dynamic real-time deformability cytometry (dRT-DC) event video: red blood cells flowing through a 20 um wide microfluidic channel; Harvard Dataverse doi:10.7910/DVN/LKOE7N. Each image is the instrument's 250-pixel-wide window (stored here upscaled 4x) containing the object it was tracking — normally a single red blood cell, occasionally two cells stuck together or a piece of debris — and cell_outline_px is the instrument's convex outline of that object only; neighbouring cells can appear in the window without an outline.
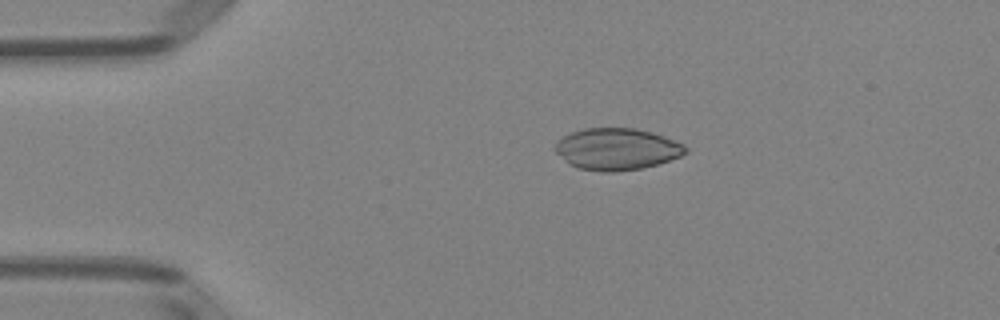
{"species": "Egyptian fruit bat (a non-hibernating species)", "species_latin": "Rousettus aegyptiacus", "temperature_condition": "room temperature", "stored_images_in_passage": 2, "camera_frame_rate_fps": 3000, "um_per_image_px": 0.085, "animal": {"sex": "female"}, "frame": {"image": 1, "passage_image": 1, "time_ms": 0.0, "image_size_px": [1000, 320], "cell_outline_px": [[688, 152], [680, 156], [656, 164], [640, 168], [616, 172], [600, 172], [580, 168], [568, 164], [552, 148], [556, 140], [572, 132], [584, 128], [636, 128], [652, 132], [664, 136], [684, 144], [688, 148]], "centroid_in_image_um": [52.4, 12.66], "position_along_channel_um": 32.6, "area_um2": 31.85}}